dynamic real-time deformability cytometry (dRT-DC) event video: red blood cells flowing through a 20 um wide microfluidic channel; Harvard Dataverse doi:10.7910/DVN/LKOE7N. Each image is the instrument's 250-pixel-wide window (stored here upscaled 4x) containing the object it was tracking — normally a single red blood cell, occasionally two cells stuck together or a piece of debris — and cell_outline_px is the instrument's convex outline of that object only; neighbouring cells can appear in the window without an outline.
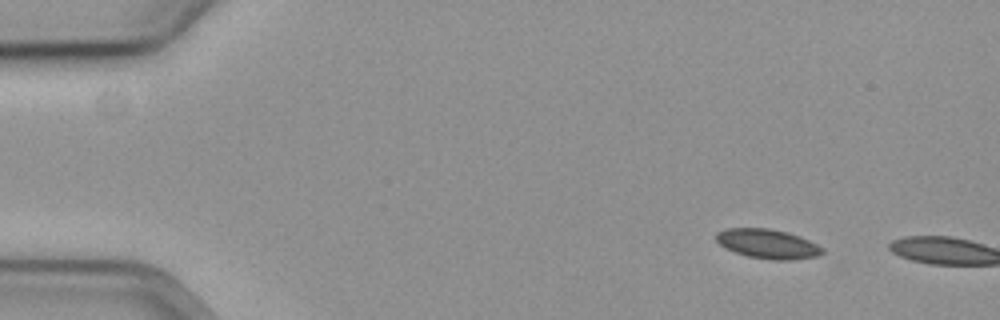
{"species": "common noctule bat (a hibernating species)", "species_latin": "Nyctalus noctula", "temperature_condition": "cold", "stored_images_in_passage": 3, "camera_frame_rate_fps": 3000, "um_per_image_px": 0.085, "animal": {"sex": "female", "body_mass_g": 19.3, "forearm_length_mm": 54.1}, "frame": {"image": 1, "passage_image": 1, "time_ms": 0.0, "image_size_px": [1000, 320], "cell_outline_px": [[824, 252], [820, 256], [792, 260], [772, 260], [748, 256], [724, 248], [716, 240], [716, 232], [724, 228], [768, 228], [788, 232], [800, 236], [824, 248]], "centroid_in_image_um": [65.26, 20.73], "position_along_channel_um": 19.7, "area_um2": 18.38}}